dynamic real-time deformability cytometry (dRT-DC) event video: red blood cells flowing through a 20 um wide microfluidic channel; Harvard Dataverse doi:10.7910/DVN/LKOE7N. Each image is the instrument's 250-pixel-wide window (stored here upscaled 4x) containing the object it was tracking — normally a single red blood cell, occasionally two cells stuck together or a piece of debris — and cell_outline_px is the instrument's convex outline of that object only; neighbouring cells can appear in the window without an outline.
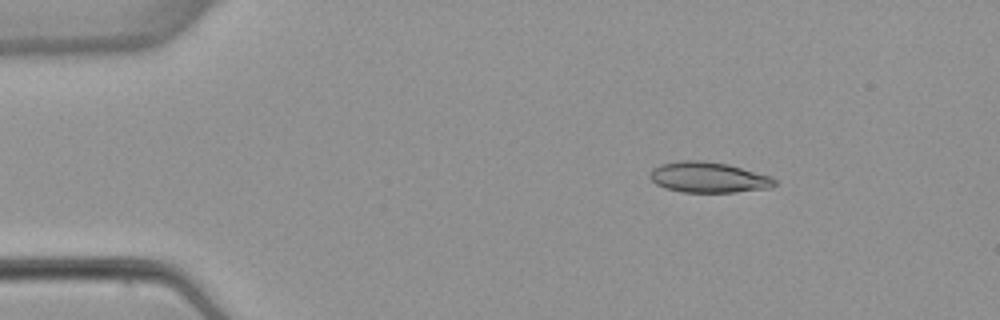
{"species": "common noctule bat (a hibernating species)", "species_latin": "Nyctalus noctula", "temperature_condition": "warm", "stored_images_in_passage": 6, "camera_frame_rate_fps": 3000, "um_per_image_px": 0.085, "animal": {"sex": "female", "body_mass_g": 22.7, "forearm_length_mm": 54.2}, "frame": {"image": 1, "passage_image": 3, "time_ms": 2.333, "image_size_px": [1000, 320], "cell_outline_px": [[776, 184], [768, 188], [736, 192], [684, 192], [664, 188], [656, 184], [648, 176], [652, 168], [660, 164], [680, 160], [704, 160], [728, 164], [772, 176], [776, 180]], "centroid_in_image_um": [60.2, 15.06], "position_along_channel_um": 24.8, "area_um2": 22.43}}
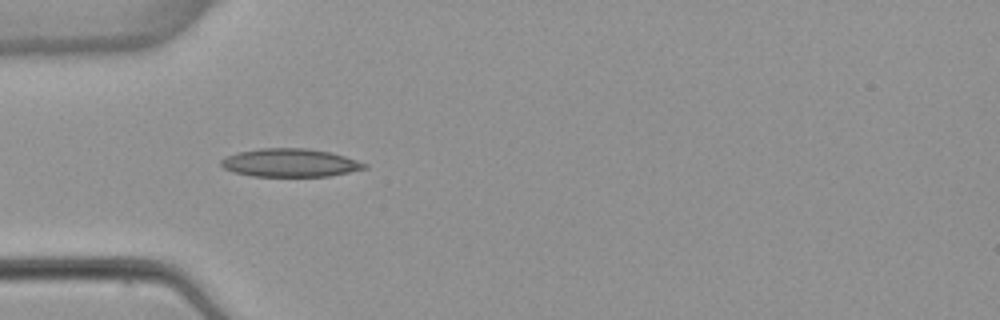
{"frame": {"image": 2, "passage_image": 5, "time_ms": 5.0, "image_size_px": [1000, 320], "cell_outline_px": [[368, 168], [328, 176], [252, 176], [232, 172], [224, 168], [220, 164], [220, 160], [224, 156], [236, 152], [260, 148], [304, 148], [328, 152], [344, 156], [368, 164]], "centroid_in_image_um": [24.6, 13.83], "position_along_channel_um": 60.4, "area_um2": 23.58}}
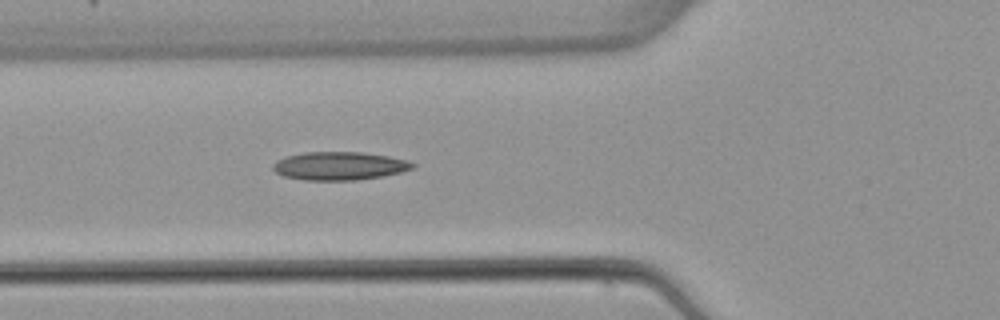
{"frame": {"image": 3, "passage_image": 6, "time_ms": 6.0, "image_size_px": [1000, 320], "cell_outline_px": [[416, 164], [412, 168], [400, 172], [380, 176], [356, 180], [304, 180], [284, 176], [276, 172], [272, 168], [272, 164], [276, 160], [284, 156], [304, 152], [364, 152], [388, 156], [408, 160]], "centroid_in_image_um": [28.81, 14.09], "position_along_channel_um": 97.0, "area_um2": 23.0}}